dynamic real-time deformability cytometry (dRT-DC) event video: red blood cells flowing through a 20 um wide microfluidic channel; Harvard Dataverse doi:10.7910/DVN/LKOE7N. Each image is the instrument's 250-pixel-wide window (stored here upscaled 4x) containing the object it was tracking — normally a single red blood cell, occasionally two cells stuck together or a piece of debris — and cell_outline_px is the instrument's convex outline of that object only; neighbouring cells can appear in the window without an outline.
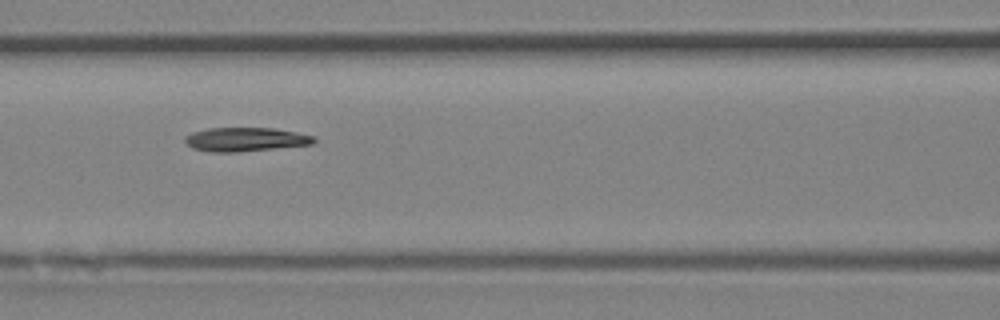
{"species": "Egyptian fruit bat (a non-hibernating species)", "species_latin": "Rousettus aegyptiacus", "temperature_condition": "room temperature", "stored_images_in_passage": 7, "camera_frame_rate_fps": 3000, "um_per_image_px": 0.085, "animal": {"sex": "female"}, "frame": {"image": 1, "passage_image": 6, "time_ms": 1.667, "image_size_px": [1000, 320], "cell_outline_px": [[316, 140], [312, 144], [236, 152], [212, 152], [192, 148], [184, 140], [184, 136], [192, 132], [208, 128], [272, 128], [296, 132], [316, 136]], "centroid_in_image_um": [20.85, 11.84], "position_along_channel_um": 145.8, "area_um2": 17.86}}
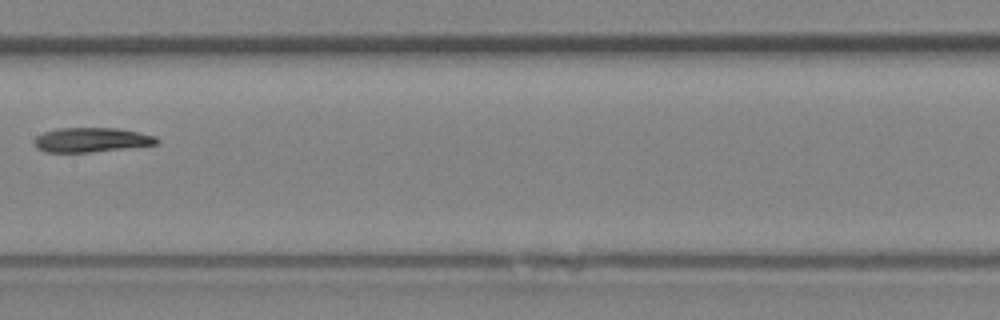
{"frame": {"image": 2, "passage_image": 7, "time_ms": 2.0, "image_size_px": [1000, 320], "cell_outline_px": [[160, 140], [156, 144], [92, 152], [44, 152], [36, 148], [32, 144], [32, 140], [36, 136], [44, 132], [60, 128], [116, 128], [156, 136]], "centroid_in_image_um": [7.69, 11.89], "position_along_channel_um": 199.7, "area_um2": 17.46}}